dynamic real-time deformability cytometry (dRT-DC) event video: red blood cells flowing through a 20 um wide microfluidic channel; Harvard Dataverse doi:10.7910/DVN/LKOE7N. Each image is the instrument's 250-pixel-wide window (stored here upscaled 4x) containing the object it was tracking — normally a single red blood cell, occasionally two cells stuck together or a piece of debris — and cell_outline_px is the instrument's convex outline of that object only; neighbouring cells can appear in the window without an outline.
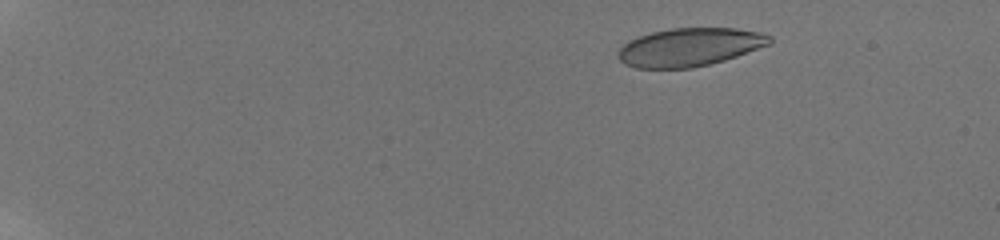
{"species": "human", "species_latin": "Homo sapiens", "temperature_condition": "room temperature", "stored_images_in_passage": 16, "camera_frame_rate_fps": 3000, "um_per_image_px": 0.085, "donor": {"sex": "male"}, "frame": {"image": 1, "passage_image": 6, "time_ms": 2.667, "image_size_px": [1000, 240], "cell_outline_px": [[772, 44], [724, 60], [692, 68], [636, 68], [624, 64], [620, 60], [620, 48], [628, 40], [652, 32], [672, 28], [736, 28], [760, 32], [772, 36]], "centroid_in_image_um": [58.65, 4.0], "position_along_channel_um": 26.3, "area_um2": 33.64}}
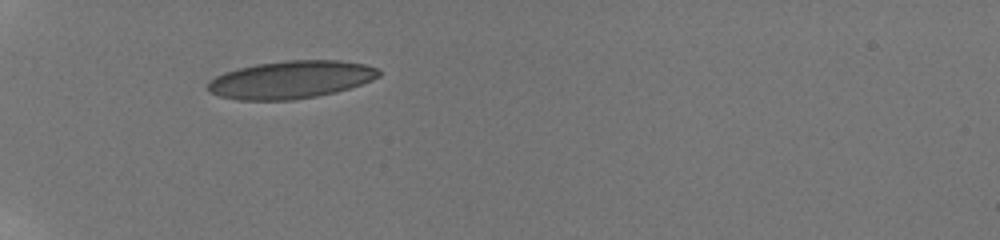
{"frame": {"image": 2, "passage_image": 15, "time_ms": 6.667, "image_size_px": [1000, 240], "cell_outline_px": [[380, 76], [372, 80], [336, 92], [316, 96], [292, 100], [236, 100], [220, 96], [208, 92], [204, 88], [204, 84], [208, 80], [224, 72], [256, 64], [284, 60], [340, 60], [364, 64], [376, 68], [380, 72]], "centroid_in_image_um": [24.65, 6.77], "position_along_channel_um": 60.4, "area_um2": 37.8}}